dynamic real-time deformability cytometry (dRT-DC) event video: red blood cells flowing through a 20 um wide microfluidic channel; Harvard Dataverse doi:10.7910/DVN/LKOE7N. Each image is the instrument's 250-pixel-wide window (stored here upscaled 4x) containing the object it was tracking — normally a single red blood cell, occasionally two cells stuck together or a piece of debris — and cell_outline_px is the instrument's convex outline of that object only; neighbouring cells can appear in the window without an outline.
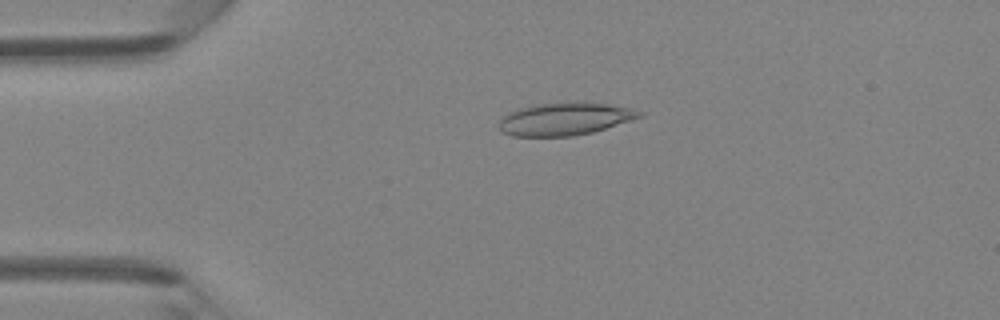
{"species": "Egyptian fruit bat (a non-hibernating species)", "species_latin": "Rousettus aegyptiacus", "temperature_condition": "room temperature", "stored_images_in_passage": 3, "camera_frame_rate_fps": 3000, "um_per_image_px": 0.085, "animal": {"sex": "female"}, "frame": {"image": 1, "passage_image": 3, "time_ms": 2.333, "image_size_px": [1000, 320], "cell_outline_px": [[644, 116], [592, 132], [572, 136], [512, 136], [504, 132], [500, 128], [500, 120], [504, 116], [520, 108], [540, 104], [576, 100], [632, 108], [644, 112]], "centroid_in_image_um": [48.07, 10.09], "position_along_channel_um": 36.9, "area_um2": 26.59}}